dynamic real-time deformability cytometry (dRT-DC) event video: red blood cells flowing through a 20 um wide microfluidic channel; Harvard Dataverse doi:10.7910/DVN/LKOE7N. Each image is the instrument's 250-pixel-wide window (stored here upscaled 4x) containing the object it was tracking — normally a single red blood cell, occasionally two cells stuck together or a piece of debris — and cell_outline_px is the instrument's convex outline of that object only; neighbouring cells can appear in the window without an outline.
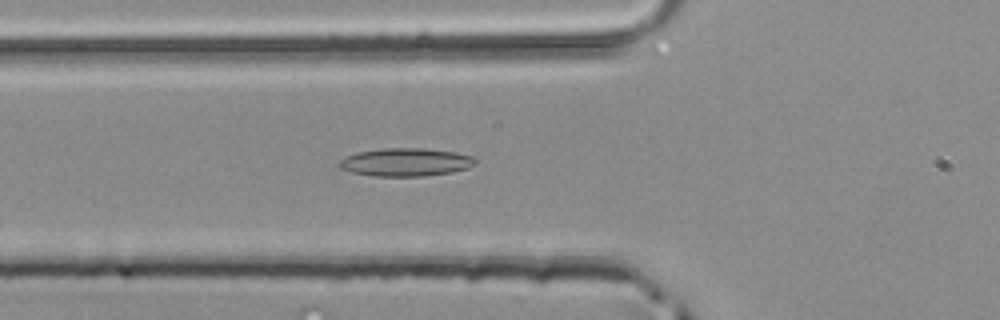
{"species": "common noctule bat (a hibernating species)", "species_latin": "Nyctalus noctula", "temperature_condition": "room temperature", "stored_images_in_passage": 44, "camera_frame_rate_fps": 3000, "um_per_image_px": 0.085, "animal": {"sex": "male", "body_mass_g": 20.4}, "frame": {"image": 1, "passage_image": 14, "time_ms": 4.333, "image_size_px": [1000, 320], "cell_outline_px": [[476, 164], [468, 168], [452, 172], [424, 176], [376, 176], [352, 172], [340, 168], [336, 164], [340, 160], [356, 152], [384, 148], [424, 148], [456, 152], [472, 156], [476, 160]], "centroid_in_image_um": [34.5, 13.78], "position_along_channel_um": 91.3, "area_um2": 22.31}}
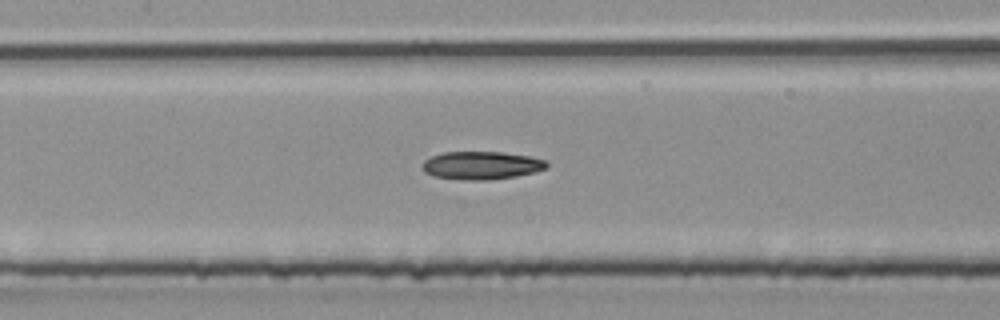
{"frame": {"image": 2, "passage_image": 19, "time_ms": 6.0, "image_size_px": [1000, 320], "cell_outline_px": [[548, 168], [536, 172], [516, 176], [488, 180], [464, 180], [436, 176], [424, 172], [420, 168], [420, 164], [424, 160], [432, 156], [444, 152], [504, 152], [528, 156], [544, 160], [548, 164]], "centroid_in_image_um": [40.9, 14.06], "position_along_channel_um": 166.5, "area_um2": 20.4}}
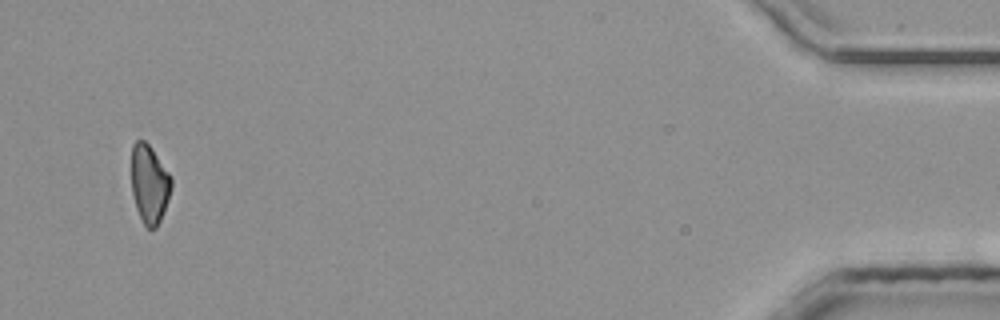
{"frame": {"image": 3, "passage_image": 42, "time_ms": 13.667, "image_size_px": [1000, 320], "cell_outline_px": [[172, 188], [164, 212], [156, 228], [148, 228], [144, 224], [136, 208], [132, 192], [132, 144], [136, 140], [144, 140], [152, 148], [172, 176]], "centroid_in_image_um": [12.72, 15.62], "position_along_channel_um": 422.5, "area_um2": 18.32}}